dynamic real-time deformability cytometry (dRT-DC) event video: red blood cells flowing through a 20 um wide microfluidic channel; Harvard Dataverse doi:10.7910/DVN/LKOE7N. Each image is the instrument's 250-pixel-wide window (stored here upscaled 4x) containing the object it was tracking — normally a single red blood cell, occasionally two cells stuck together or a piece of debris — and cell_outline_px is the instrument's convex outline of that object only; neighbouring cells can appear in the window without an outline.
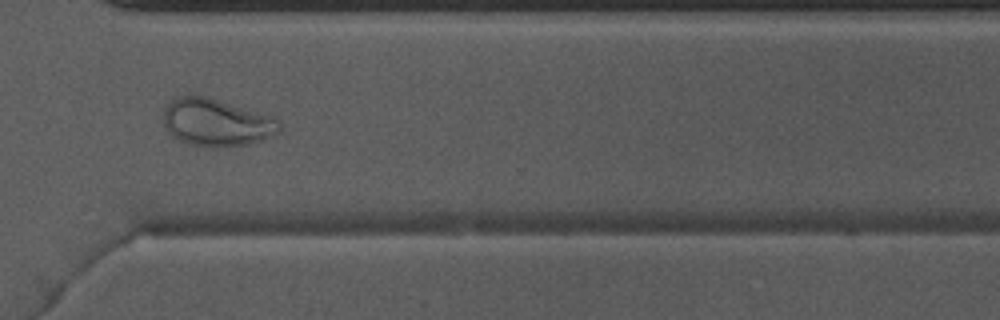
{"species": "Egyptian fruit bat (a non-hibernating species)", "species_latin": "Rousettus aegyptiacus", "temperature_condition": "warm", "stored_images_in_passage": 49, "camera_frame_rate_fps": 3000, "um_per_image_px": 0.085, "animal": {"sex": "male"}, "frame": {"image": 1, "passage_image": 35, "time_ms": 11.333, "image_size_px": [1000, 320], "cell_outline_px": [[284, 124], [280, 132], [272, 136], [248, 144], [220, 148], [212, 148], [188, 144], [172, 136], [164, 124], [164, 108], [176, 96], [208, 96], [280, 120]], "centroid_in_image_um": [18.41, 10.43], "position_along_channel_um": 352.2, "area_um2": 32.08}}
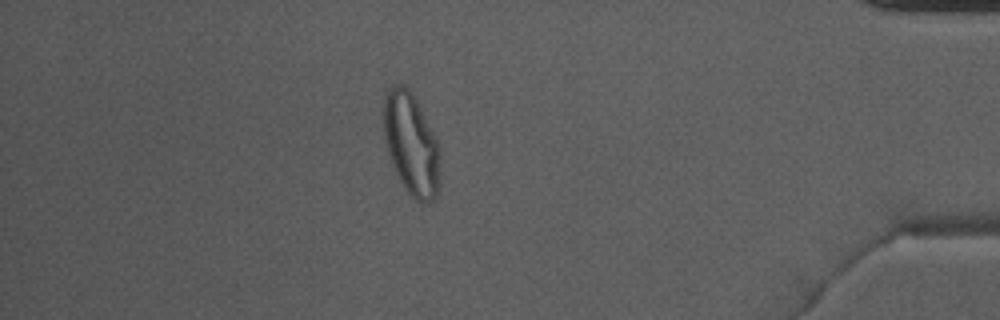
{"frame": {"image": 2, "passage_image": 42, "time_ms": 13.667, "image_size_px": [1000, 320], "cell_outline_px": [[440, 196], [436, 200], [428, 204], [416, 200], [408, 192], [400, 180], [396, 172], [388, 152], [384, 136], [384, 104], [388, 92], [392, 84], [400, 84], [408, 88], [412, 92], [440, 144]], "centroid_in_image_um": [35.02, 12.31], "position_along_channel_um": 400.2, "area_um2": 33.93}}